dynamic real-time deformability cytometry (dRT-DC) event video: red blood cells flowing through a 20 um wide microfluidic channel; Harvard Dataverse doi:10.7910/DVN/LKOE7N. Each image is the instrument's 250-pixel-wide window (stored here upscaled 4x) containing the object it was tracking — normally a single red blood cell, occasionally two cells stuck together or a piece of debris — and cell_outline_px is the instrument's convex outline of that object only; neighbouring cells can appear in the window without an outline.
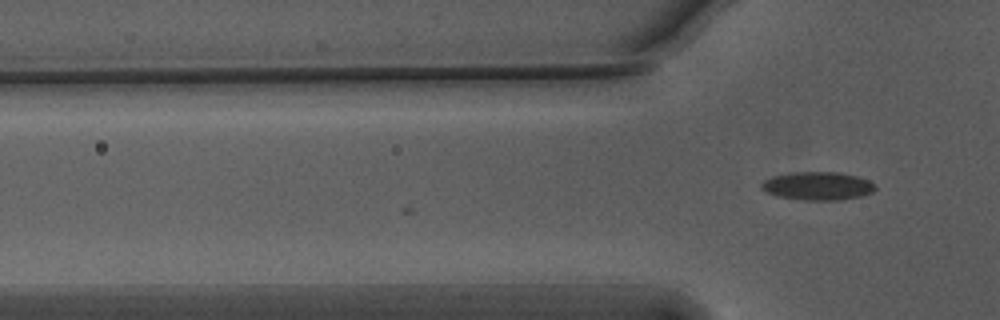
{"species": "Egyptian fruit bat (a non-hibernating species)", "species_latin": "Rousettus aegyptiacus", "temperature_condition": "warm", "stored_images_in_passage": 3, "camera_frame_rate_fps": 3000, "um_per_image_px": 0.085, "animal": {"sex": "male"}, "frame": {"image": 1, "passage_image": 3, "time_ms": 0.667, "image_size_px": [1000, 320], "cell_outline_px": [[876, 188], [872, 192], [860, 196], [840, 200], [800, 200], [776, 196], [760, 188], [760, 184], [764, 180], [772, 176], [796, 172], [840, 172], [856, 176], [868, 180], [876, 184]], "centroid_in_image_um": [69.49, 15.81], "position_along_channel_um": 56.3, "area_um2": 18.79}}